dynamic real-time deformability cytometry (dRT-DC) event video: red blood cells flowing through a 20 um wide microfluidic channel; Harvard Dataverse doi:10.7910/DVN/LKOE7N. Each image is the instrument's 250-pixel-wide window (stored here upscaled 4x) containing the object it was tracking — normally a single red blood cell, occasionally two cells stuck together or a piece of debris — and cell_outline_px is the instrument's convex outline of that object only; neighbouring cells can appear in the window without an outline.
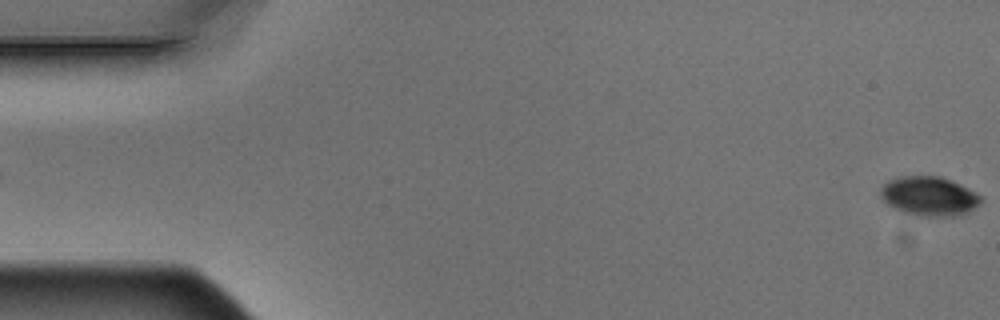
{"species": "Egyptian fruit bat (a non-hibernating species)", "species_latin": "Rousettus aegyptiacus", "temperature_condition": "warm", "stored_images_in_passage": 5, "segment_of_instrument_passage": [2, 2], "camera_frame_rate_fps": 3000, "um_per_image_px": 0.085, "animal": {"sex": "male"}, "frame": {"image": 1, "passage_image": 5, "time_ms": 1.333, "image_size_px": [1000, 320], "cell_outline_px": [[980, 204], [964, 216], [920, 216], [904, 212], [888, 204], [880, 196], [880, 188], [888, 180], [900, 176], [940, 176], [952, 180], [976, 192], [980, 196]], "centroid_in_image_um": [79.0, 16.67], "position_along_channel_um": 6.0, "area_um2": 23.06}}